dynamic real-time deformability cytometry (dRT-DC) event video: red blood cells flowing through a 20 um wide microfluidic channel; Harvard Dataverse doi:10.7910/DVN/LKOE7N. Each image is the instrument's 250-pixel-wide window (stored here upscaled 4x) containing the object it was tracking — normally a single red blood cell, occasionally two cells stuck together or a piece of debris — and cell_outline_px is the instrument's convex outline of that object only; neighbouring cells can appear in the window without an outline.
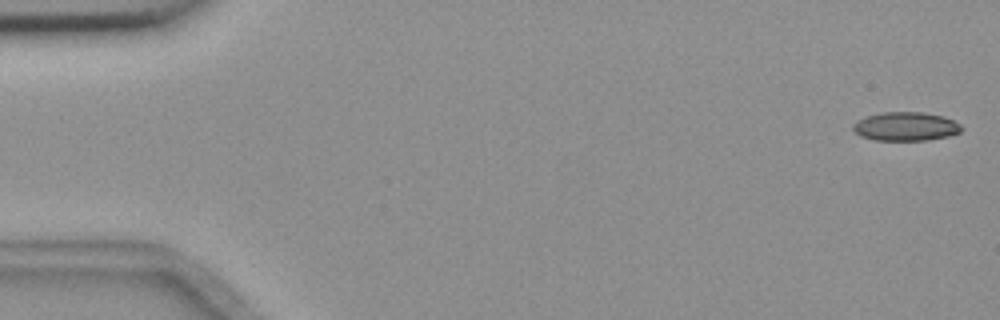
{"species": "common noctule bat (a hibernating species)", "species_latin": "Nyctalus noctula", "temperature_condition": "room temperature", "stored_images_in_passage": 17, "camera_frame_rate_fps": 3000, "um_per_image_px": 0.085, "animal": {"sex": "female", "body_mass_g": 18.4}, "frame": {"image": 1, "passage_image": 1, "time_ms": 0.0, "image_size_px": [1000, 320], "cell_outline_px": [[964, 128], [960, 132], [948, 136], [928, 140], [872, 140], [860, 136], [852, 128], [852, 124], [868, 116], [884, 112], [924, 112], [944, 116], [960, 124]], "centroid_in_image_um": [77.01, 10.75], "position_along_channel_um": 8.0, "area_um2": 18.15}}
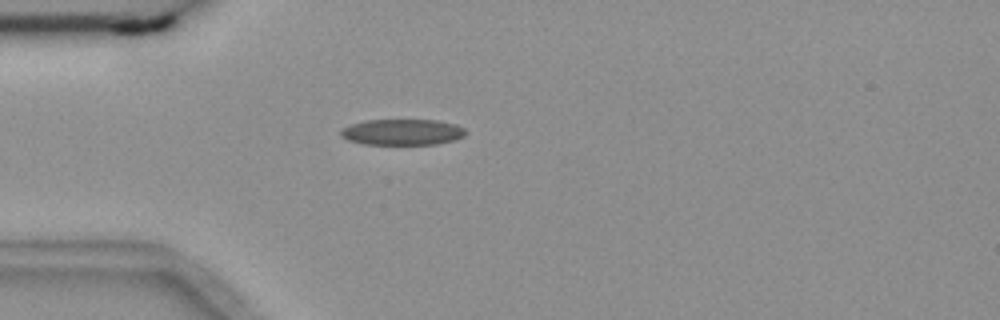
{"frame": {"image": 2, "passage_image": 5, "time_ms": 4.667, "image_size_px": [1000, 320], "cell_outline_px": [[468, 132], [464, 136], [456, 140], [436, 144], [364, 144], [348, 140], [340, 136], [340, 132], [344, 128], [352, 124], [364, 120], [436, 120], [456, 124], [464, 128]], "centroid_in_image_um": [34.24, 11.23], "position_along_channel_um": 50.8, "area_um2": 18.96}}